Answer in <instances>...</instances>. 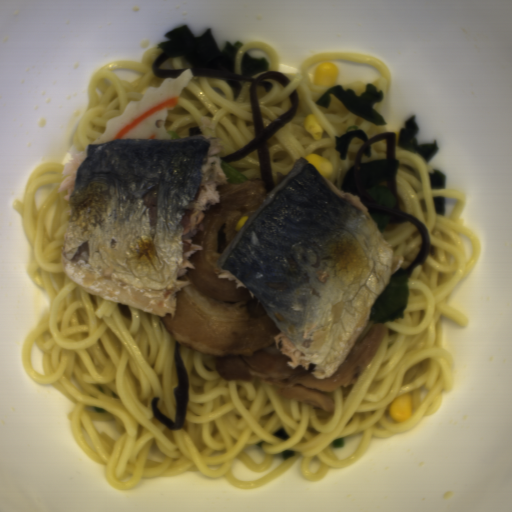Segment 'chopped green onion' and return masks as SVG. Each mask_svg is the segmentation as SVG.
<instances>
[{"label":"chopped green onion","instance_id":"75c4bb68","mask_svg":"<svg viewBox=\"0 0 512 512\" xmlns=\"http://www.w3.org/2000/svg\"><path fill=\"white\" fill-rule=\"evenodd\" d=\"M332 447L333 449L345 448V438H337L332 441Z\"/></svg>","mask_w":512,"mask_h":512},{"label":"chopped green onion","instance_id":"7957bf73","mask_svg":"<svg viewBox=\"0 0 512 512\" xmlns=\"http://www.w3.org/2000/svg\"><path fill=\"white\" fill-rule=\"evenodd\" d=\"M296 453L294 450H283L282 452H280V456L282 457V459L285 461L287 459H290L292 457H295Z\"/></svg>","mask_w":512,"mask_h":512},{"label":"chopped green onion","instance_id":"ed74a00b","mask_svg":"<svg viewBox=\"0 0 512 512\" xmlns=\"http://www.w3.org/2000/svg\"><path fill=\"white\" fill-rule=\"evenodd\" d=\"M272 437L276 438V439H279L281 441H286L287 439H289V435L288 433L285 431L284 428H280L278 431H276L275 433L272 434Z\"/></svg>","mask_w":512,"mask_h":512}]
</instances>
